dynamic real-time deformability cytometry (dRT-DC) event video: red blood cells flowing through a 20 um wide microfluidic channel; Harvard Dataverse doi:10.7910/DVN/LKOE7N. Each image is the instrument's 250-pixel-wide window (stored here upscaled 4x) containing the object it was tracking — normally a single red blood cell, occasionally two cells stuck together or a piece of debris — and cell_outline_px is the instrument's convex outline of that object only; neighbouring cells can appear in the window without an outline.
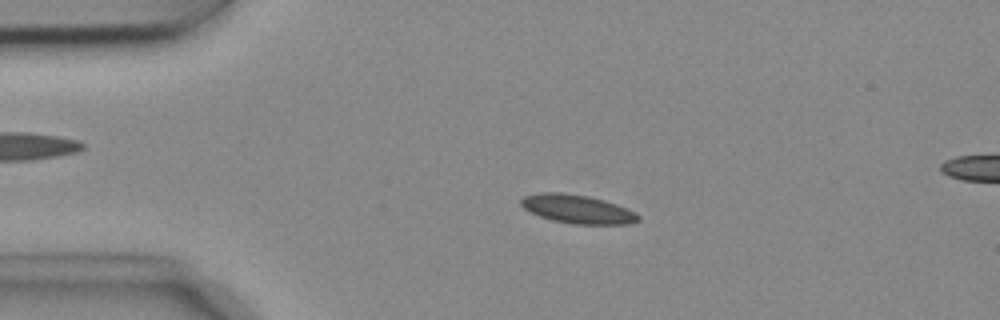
{"species": "common noctule bat (a hibernating species)", "species_latin": "Nyctalus noctula", "temperature_condition": "cold", "stored_images_in_passage": 55, "segment_of_instrument_passage": [1, 2], "camera_frame_rate_fps": 3000, "um_per_image_px": 0.085, "animal": {"sex": "female", "body_mass_g": 18.4}, "frame": {"image": 1, "passage_image": 11, "time_ms": 3.333, "image_size_px": [1000, 320], "cell_outline_px": [[640, 220], [632, 224], [576, 224], [552, 220], [540, 216], [524, 208], [520, 204], [520, 200], [524, 196], [540, 192], [564, 192], [588, 196], [604, 200], [628, 208], [636, 212], [640, 216]], "centroid_in_image_um": [49.12, 17.77], "position_along_channel_um": 35.9, "area_um2": 19.65}}
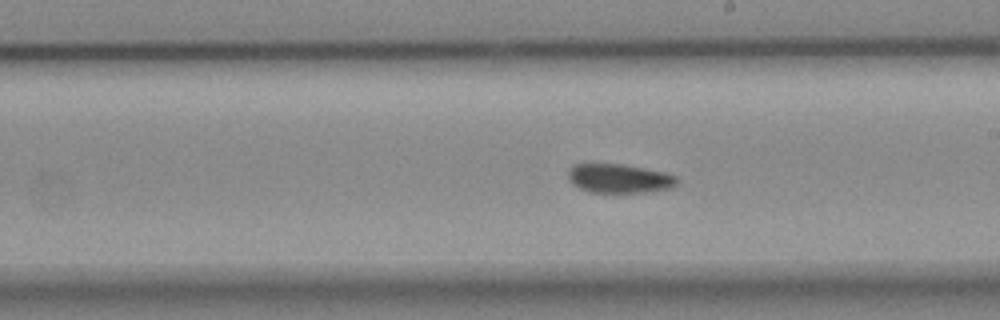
{"frame": {"image": 2, "passage_image": 30, "time_ms": 9.667, "image_size_px": [1000, 320], "cell_outline_px": [[680, 180], [672, 188], [644, 192], [588, 192], [572, 184], [568, 180], [568, 168], [572, 164], [624, 164], [664, 172], [676, 176]], "centroid_in_image_um": [52.62, 15.16], "position_along_channel_um": 236.4, "area_um2": 18.55}}
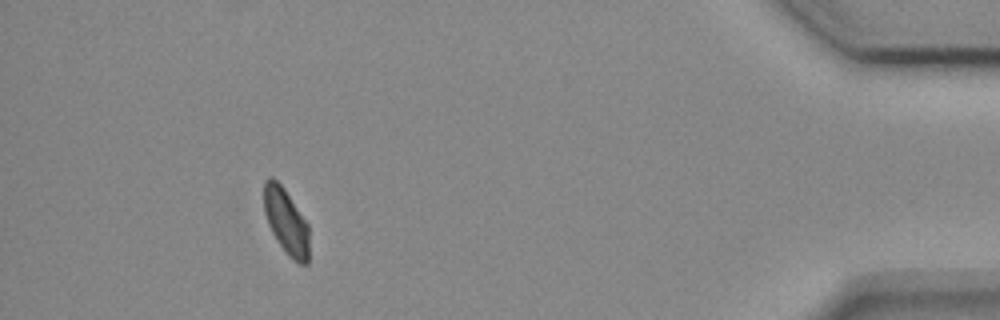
{"frame": {"image": 3, "passage_image": 49, "time_ms": 16.0, "image_size_px": [1000, 320], "cell_outline_px": [[308, 264], [300, 264], [292, 260], [288, 256], [272, 232], [268, 224], [264, 212], [264, 180], [268, 176], [272, 176], [284, 188], [308, 224]], "centroid_in_image_um": [24.31, 18.81], "position_along_channel_um": 410.9, "area_um2": 17.22}}